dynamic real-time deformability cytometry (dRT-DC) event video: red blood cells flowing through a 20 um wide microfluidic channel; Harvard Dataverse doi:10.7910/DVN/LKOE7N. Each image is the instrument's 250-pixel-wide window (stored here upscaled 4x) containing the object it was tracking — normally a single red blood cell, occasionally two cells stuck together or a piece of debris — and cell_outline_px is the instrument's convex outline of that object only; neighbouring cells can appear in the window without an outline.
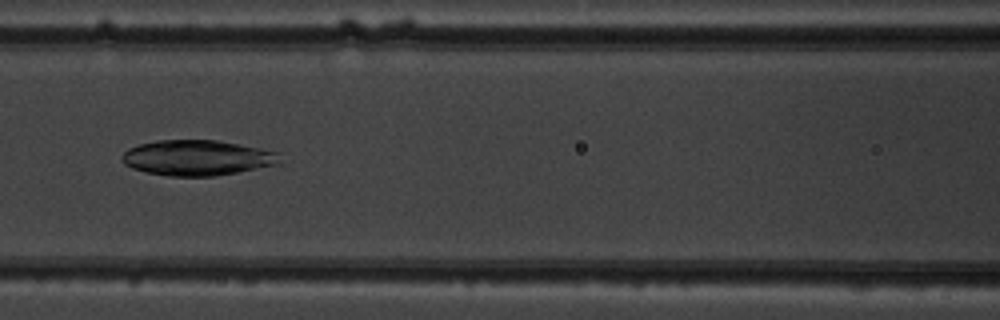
{"species": "common noctule bat (a hibernating species)", "species_latin": "Nyctalus noctula", "temperature_condition": "warm", "stored_images_in_passage": 6, "camera_frame_rate_fps": 3000, "um_per_image_px": 0.085, "animal": {"sex": "male", "body_mass_g": 19.5, "forearm_length_mm": 54.6}, "frame": {"image": 1, "passage_image": 6, "time_ms": 6.667, "image_size_px": [1000, 320], "cell_outline_px": [[280, 164], [216, 176], [168, 176], [148, 172], [132, 168], [124, 164], [124, 152], [128, 148], [140, 144], [160, 140], [216, 140], [240, 144], [280, 152]], "centroid_in_image_um": [16.82, 13.41], "position_along_channel_um": 149.8, "area_um2": 32.48}}